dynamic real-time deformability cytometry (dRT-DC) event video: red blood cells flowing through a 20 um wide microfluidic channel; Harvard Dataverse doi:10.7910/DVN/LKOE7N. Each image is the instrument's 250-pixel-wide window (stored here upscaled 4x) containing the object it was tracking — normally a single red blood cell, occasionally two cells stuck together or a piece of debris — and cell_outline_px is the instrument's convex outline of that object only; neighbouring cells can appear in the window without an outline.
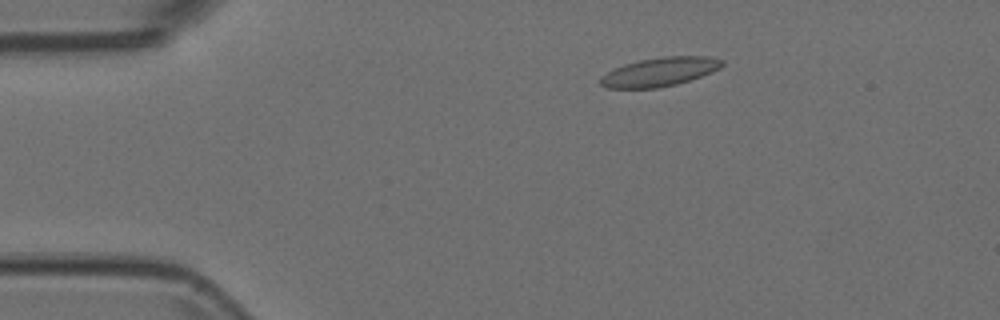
{"species": "Egyptian fruit bat (a non-hibernating species)", "species_latin": "Rousettus aegyptiacus", "temperature_condition": "room temperature", "stored_images_in_passage": 53, "camera_frame_rate_fps": 3000, "um_per_image_px": 0.085, "animal": {"sex": "female"}, "frame": {"image": 1, "passage_image": 9, "time_ms": 2.667, "image_size_px": [1000, 320], "cell_outline_px": [[724, 64], [720, 68], [712, 72], [676, 84], [656, 88], [608, 88], [600, 84], [600, 80], [608, 72], [624, 64], [640, 60], [664, 56], [708, 56], [724, 60]], "centroid_in_image_um": [56.11, 6.1], "position_along_channel_um": 28.9, "area_um2": 20.17}}
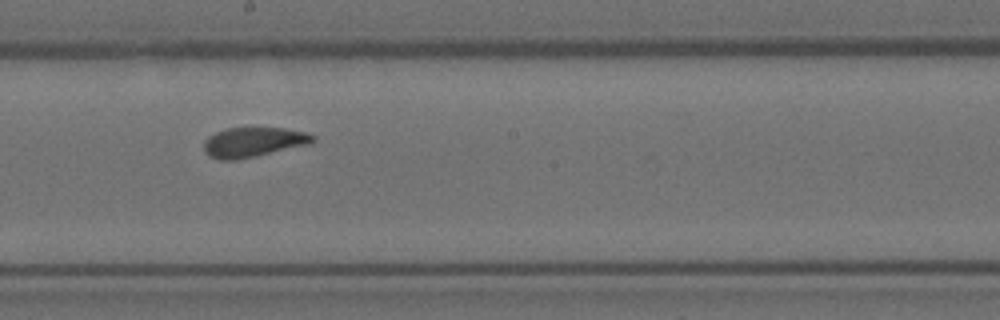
{"frame": {"image": 2, "passage_image": 29, "time_ms": 9.333, "image_size_px": [1000, 320], "cell_outline_px": [[316, 140], [308, 144], [256, 156], [236, 160], [220, 160], [208, 156], [204, 152], [204, 140], [208, 136], [216, 132], [228, 128], [284, 128], [304, 132], [316, 136]], "centroid_in_image_um": [21.5, 12.09], "position_along_channel_um": 226.7, "area_um2": 18.84}}
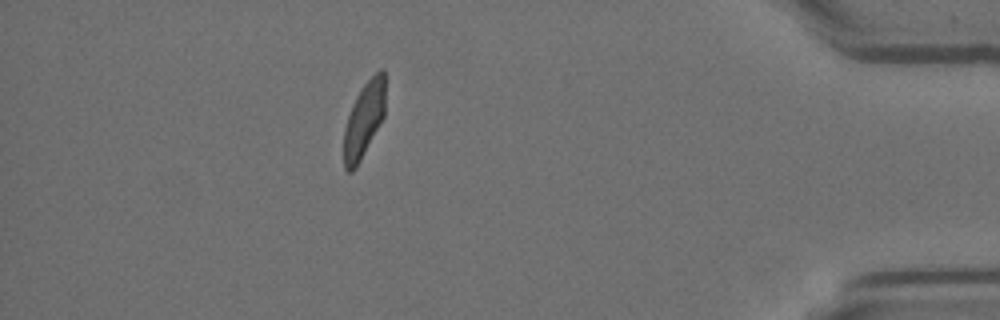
{"frame": {"image": 3, "passage_image": 47, "time_ms": 15.333, "image_size_px": [1000, 320], "cell_outline_px": [[384, 116], [356, 168], [352, 172], [348, 172], [344, 168], [344, 128], [352, 104], [360, 88], [380, 68], [384, 68]], "centroid_in_image_um": [30.92, 10.18], "position_along_channel_um": 404.3, "area_um2": 18.03}}